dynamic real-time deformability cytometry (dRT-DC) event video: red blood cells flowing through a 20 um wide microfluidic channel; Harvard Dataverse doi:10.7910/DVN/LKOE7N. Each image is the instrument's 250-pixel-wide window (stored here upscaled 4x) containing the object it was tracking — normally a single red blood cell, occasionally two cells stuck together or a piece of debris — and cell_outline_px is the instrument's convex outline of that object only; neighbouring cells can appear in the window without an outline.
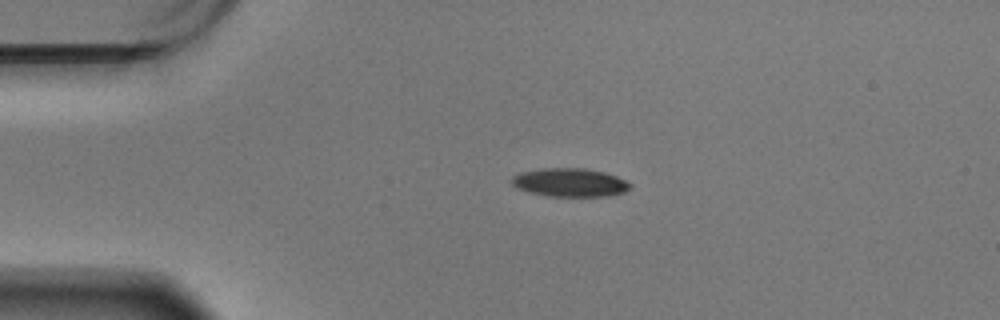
{"species": "Egyptian fruit bat (a non-hibernating species)", "species_latin": "Rousettus aegyptiacus", "temperature_condition": "warm", "stored_images_in_passage": 47, "camera_frame_rate_fps": 3000, "um_per_image_px": 0.085, "animal": {"sex": "male"}, "frame": {"image": 1, "passage_image": 1, "time_ms": 0.0, "image_size_px": [1000, 320], "cell_outline_px": [[632, 188], [624, 192], [608, 196], [548, 196], [528, 192], [516, 188], [512, 184], [512, 176], [520, 172], [544, 168], [584, 168], [604, 172], [616, 176], [632, 184]], "centroid_in_image_um": [48.44, 15.51], "position_along_channel_um": 36.6, "area_um2": 19.71}}
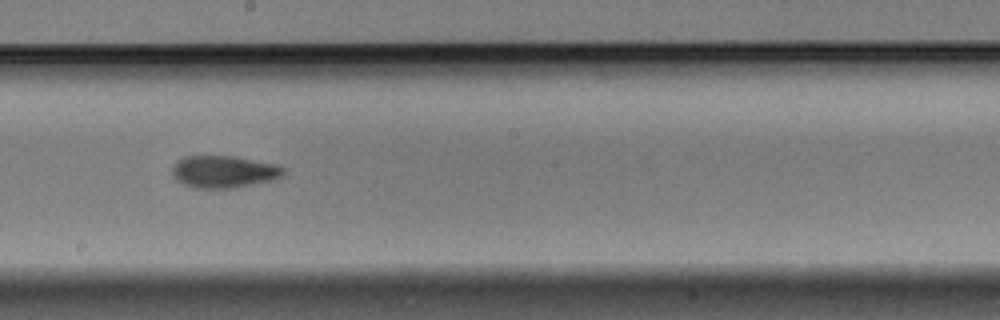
{"frame": {"image": 2, "passage_image": 21, "time_ms": 6.667, "image_size_px": [1000, 320], "cell_outline_px": [[288, 168], [280, 176], [272, 180], [232, 188], [196, 188], [184, 184], [176, 180], [172, 172], [172, 164], [176, 160], [184, 156], [232, 156], [276, 164]], "centroid_in_image_um": [19.0, 14.58], "position_along_channel_um": 229.2, "area_um2": 20.87}}
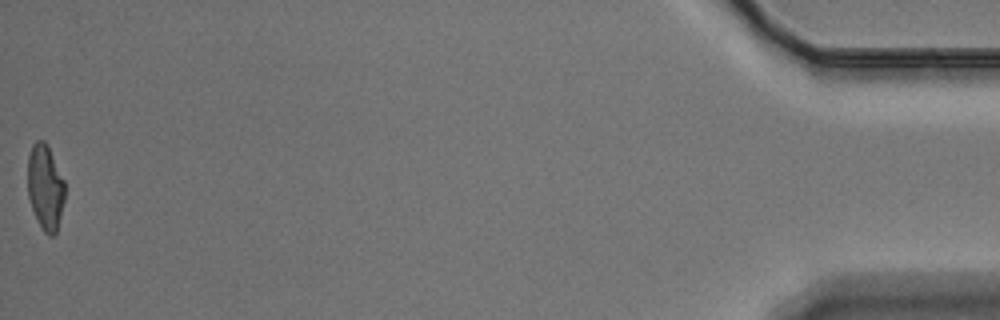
{"frame": {"image": 3, "passage_image": 47, "time_ms": 15.333, "image_size_px": [1000, 320], "cell_outline_px": [[64, 200], [56, 236], [48, 236], [44, 232], [32, 208], [28, 196], [28, 156], [32, 144], [36, 140], [44, 140], [48, 144], [64, 180]], "centroid_in_image_um": [3.85, 15.9], "position_along_channel_um": 431.3, "area_um2": 18.55}, "authors_computed_cell_mechanics": {"area_um2": 19.8254, "velocity_mm_per_s": 3.4378, "shape_relaxation_time_tau1_ms": null, "shape_relaxation_time_tau2_ms": 3.8569, "deformation_change_tau1": null, "deformation_change_tau2": 0.1195}}